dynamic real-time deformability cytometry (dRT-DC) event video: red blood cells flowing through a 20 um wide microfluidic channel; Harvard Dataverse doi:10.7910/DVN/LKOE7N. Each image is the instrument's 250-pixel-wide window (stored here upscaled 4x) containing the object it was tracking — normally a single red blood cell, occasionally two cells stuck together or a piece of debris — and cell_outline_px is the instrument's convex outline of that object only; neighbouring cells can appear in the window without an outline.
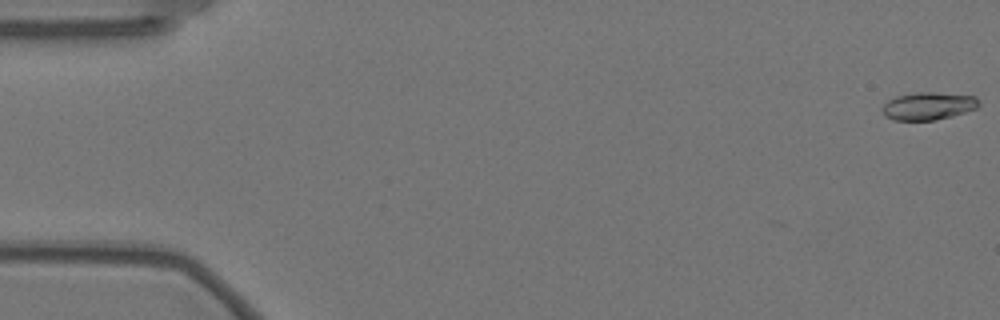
{"species": "Egyptian fruit bat (a non-hibernating species)", "species_latin": "Rousettus aegyptiacus", "temperature_condition": "warm", "stored_images_in_passage": 55, "camera_frame_rate_fps": 3000, "um_per_image_px": 0.085, "animal": {"sex": "female"}, "frame": {"image": 1, "passage_image": 1, "time_ms": 0.0, "image_size_px": [1000, 320], "cell_outline_px": [[980, 104], [976, 108], [952, 116], [936, 120], [892, 120], [884, 116], [884, 104], [888, 100], [896, 96], [916, 92], [936, 92], [976, 96]], "centroid_in_image_um": [78.91, 9.0], "position_along_channel_um": 6.1, "area_um2": 15.55}}
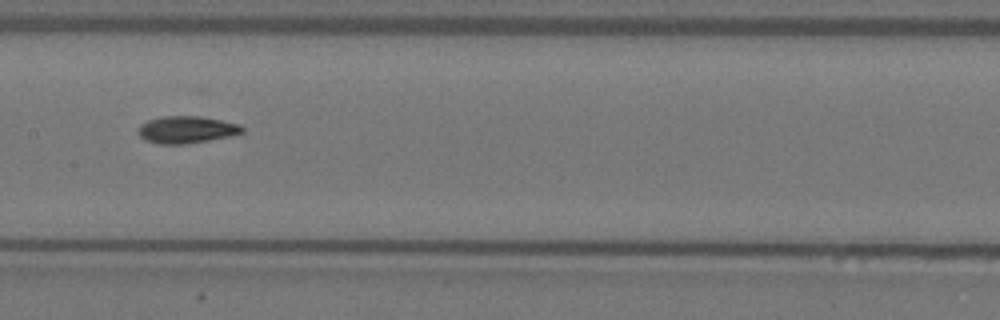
{"frame": {"image": 2, "passage_image": 29, "time_ms": 9.333, "image_size_px": [1000, 320], "cell_outline_px": [[244, 132], [228, 136], [208, 140], [184, 144], [160, 144], [148, 140], [140, 136], [140, 124], [148, 120], [160, 116], [200, 116], [240, 124], [244, 128]], "centroid_in_image_um": [15.87, 11.01], "position_along_channel_um": 191.5, "area_um2": 16.18}}
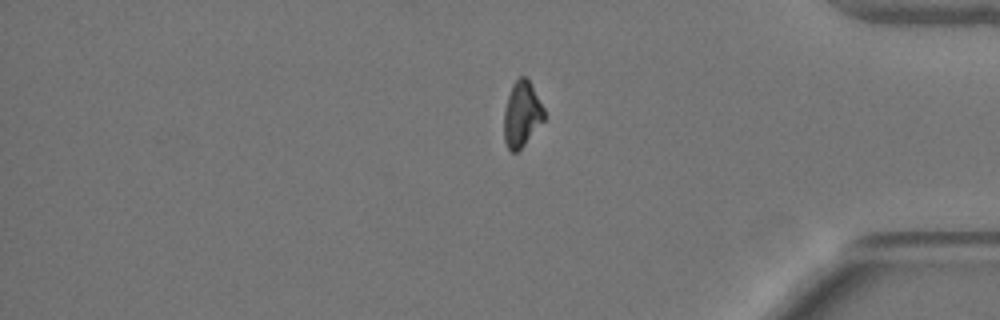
{"frame": {"image": 3, "passage_image": 48, "time_ms": 15.667, "image_size_px": [1000, 320], "cell_outline_px": [[544, 120], [524, 144], [516, 152], [512, 152], [508, 148], [504, 140], [504, 108], [512, 84], [520, 76], [524, 76], [528, 80], [544, 108]], "centroid_in_image_um": [44.33, 9.7], "position_along_channel_um": 390.9, "area_um2": 15.03}, "authors_computed_cell_mechanics": {"area_um2": 15.8372, "velocity_mm_per_s": 3.5384, "shape_relaxation_time_tau1_ms": 8.9014, "shape_relaxation_time_tau2_ms": 4.2722, "deformation_change_tau1": 0.2258, "deformation_change_tau2": 0.0843}}